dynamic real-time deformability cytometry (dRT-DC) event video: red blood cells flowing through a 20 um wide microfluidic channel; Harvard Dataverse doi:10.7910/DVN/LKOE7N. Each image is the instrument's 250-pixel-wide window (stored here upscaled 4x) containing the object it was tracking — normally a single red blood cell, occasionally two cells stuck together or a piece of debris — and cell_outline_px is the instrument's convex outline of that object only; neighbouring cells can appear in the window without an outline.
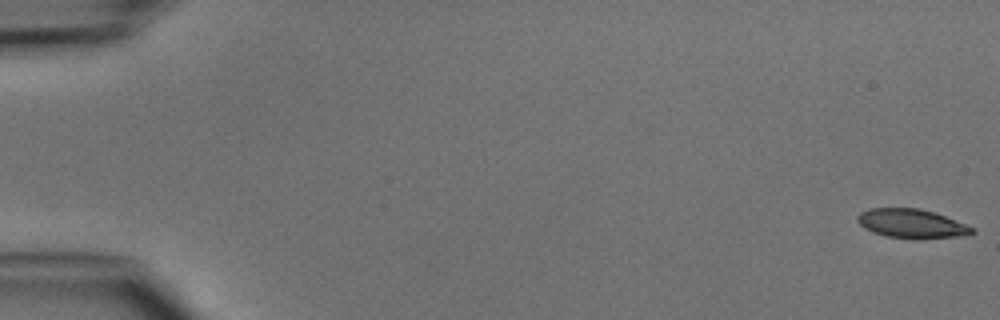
{"species": "common noctule bat (a hibernating species)", "species_latin": "Nyctalus noctula", "temperature_condition": "cold", "stored_images_in_passage": 6, "segment_of_instrument_passage": [1, 2], "camera_frame_rate_fps": 3000, "um_per_image_px": 0.085, "animal": {"sex": "male", "body_mass_g": 15.6}, "frame": {"image": 1, "passage_image": 1, "time_ms": 0.0, "image_size_px": [1000, 320], "cell_outline_px": [[976, 232], [956, 236], [888, 236], [872, 232], [864, 228], [856, 220], [856, 216], [860, 212], [868, 208], [920, 208], [944, 216], [976, 228]], "centroid_in_image_um": [77.41, 18.95], "position_along_channel_um": 7.6, "area_um2": 18.5}}
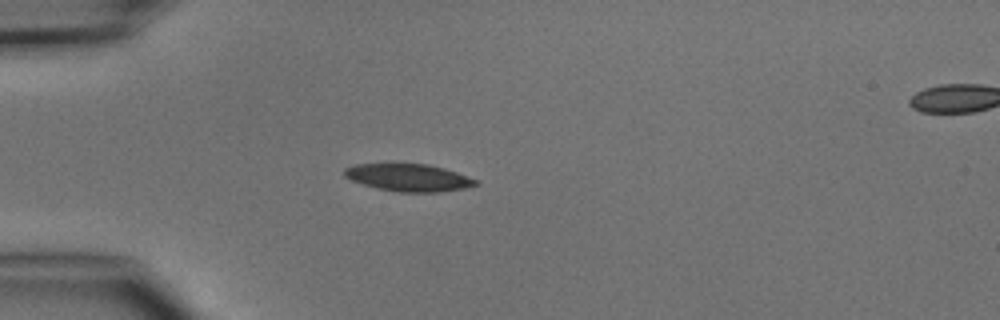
{"frame": {"image": 2, "passage_image": 5, "time_ms": 4.333, "image_size_px": [1000, 320], "cell_outline_px": [[480, 184], [464, 188], [440, 192], [396, 192], [376, 188], [352, 180], [344, 176], [344, 168], [356, 164], [428, 164], [444, 168], [480, 180]], "centroid_in_image_um": [34.77, 15.1], "position_along_channel_um": 50.2, "area_um2": 20.98}}